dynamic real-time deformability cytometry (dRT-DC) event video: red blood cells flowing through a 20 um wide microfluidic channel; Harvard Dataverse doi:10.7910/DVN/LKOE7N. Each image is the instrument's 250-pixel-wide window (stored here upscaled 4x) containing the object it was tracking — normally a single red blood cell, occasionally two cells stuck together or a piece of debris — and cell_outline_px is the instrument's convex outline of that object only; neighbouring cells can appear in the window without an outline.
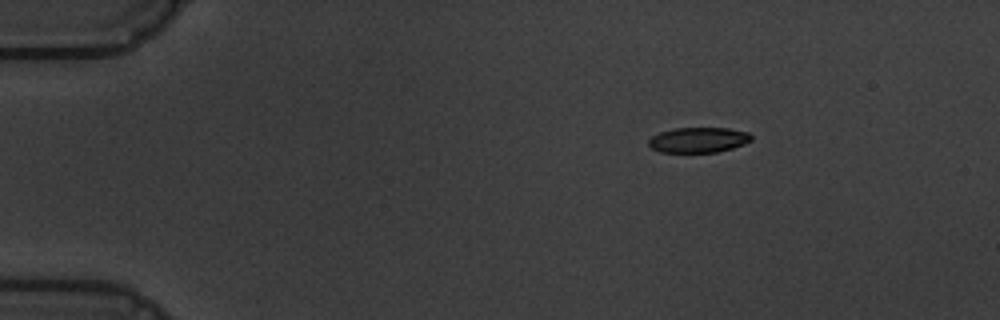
{"species": "common noctule bat (a hibernating species)", "species_latin": "Nyctalus noctula", "temperature_condition": "warm", "stored_images_in_passage": 5, "camera_frame_rate_fps": 3000, "um_per_image_px": 0.085, "animal": {"sex": "male", "body_mass_g": 19.5, "forearm_length_mm": 54.6}, "frame": {"image": 1, "passage_image": 1, "time_ms": 0.0, "image_size_px": [1000, 320], "cell_outline_px": [[752, 140], [744, 144], [732, 148], [716, 152], [660, 152], [652, 148], [648, 144], [648, 140], [652, 136], [660, 132], [672, 128], [728, 128], [748, 132], [752, 136]], "centroid_in_image_um": [59.36, 11.89], "position_along_channel_um": 25.6, "area_um2": 15.14}}
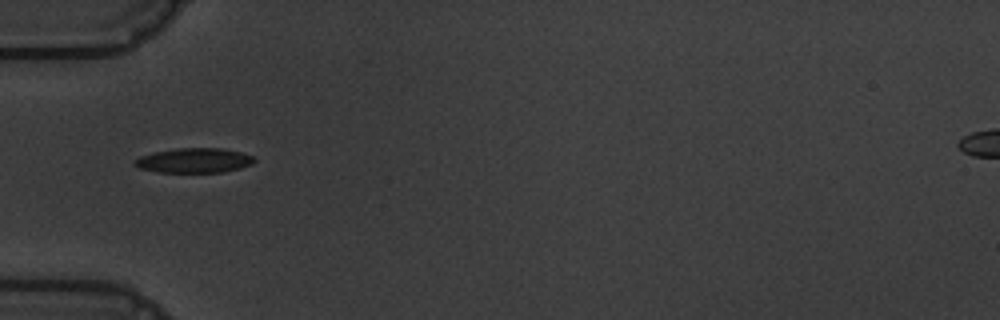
{"frame": {"image": 2, "passage_image": 4, "time_ms": 3.333, "image_size_px": [1000, 320], "cell_outline_px": [[256, 160], [252, 164], [240, 168], [224, 172], [160, 172], [140, 168], [132, 164], [132, 160], [140, 156], [156, 152], [176, 148], [224, 148], [256, 156]], "centroid_in_image_um": [16.53, 13.63], "position_along_channel_um": 68.5, "area_um2": 17.34}}